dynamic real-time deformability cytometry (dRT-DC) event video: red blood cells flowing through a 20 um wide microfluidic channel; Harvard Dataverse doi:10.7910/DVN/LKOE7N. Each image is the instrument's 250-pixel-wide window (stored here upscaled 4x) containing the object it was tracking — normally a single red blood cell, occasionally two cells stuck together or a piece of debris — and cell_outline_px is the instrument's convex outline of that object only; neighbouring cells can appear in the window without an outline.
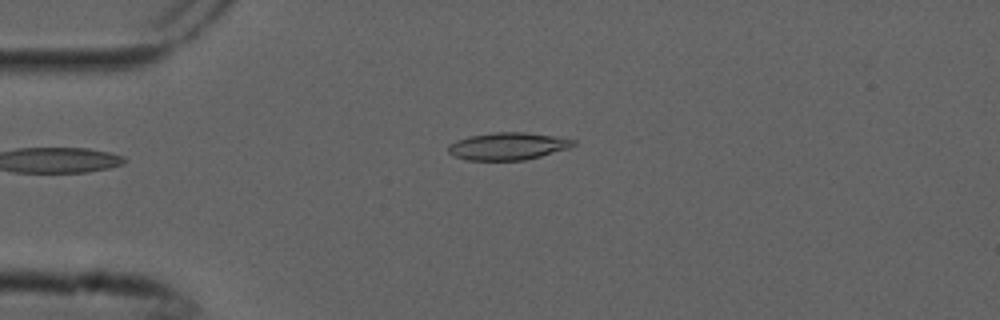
{"species": "common noctule bat (a hibernating species)", "species_latin": "Nyctalus noctula", "temperature_condition": "cold", "stored_images_in_passage": 4, "camera_frame_rate_fps": 3000, "um_per_image_px": 0.085, "animal": {"sex": "male", "forearm_length_mm": 52.5}, "frame": {"image": 1, "passage_image": 4, "time_ms": 1.0, "image_size_px": [1000, 320], "cell_outline_px": [[576, 144], [568, 148], [540, 156], [524, 160], [468, 160], [456, 156], [448, 152], [448, 144], [456, 140], [468, 136], [496, 132], [524, 132], [552, 136], [576, 140]], "centroid_in_image_um": [43.14, 12.42], "position_along_channel_um": 41.9, "area_um2": 19.77}}